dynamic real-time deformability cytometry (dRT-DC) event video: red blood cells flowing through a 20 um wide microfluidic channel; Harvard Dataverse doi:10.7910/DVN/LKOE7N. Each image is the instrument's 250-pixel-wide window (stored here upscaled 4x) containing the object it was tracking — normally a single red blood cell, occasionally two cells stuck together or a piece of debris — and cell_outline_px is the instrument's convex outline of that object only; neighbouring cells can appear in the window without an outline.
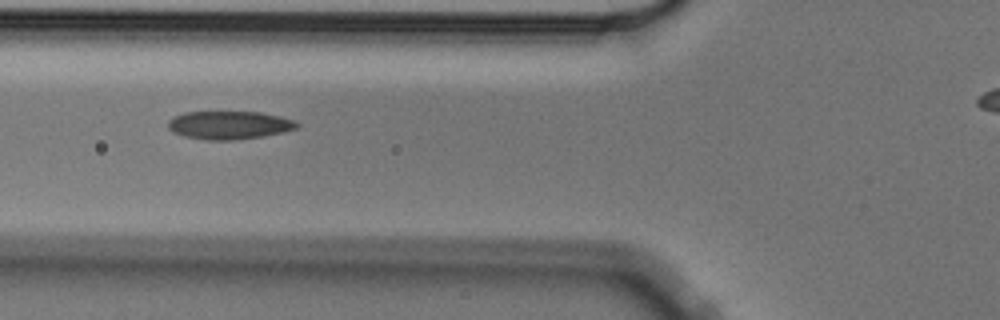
{"species": "Egyptian fruit bat (a non-hibernating species)", "species_latin": "Rousettus aegyptiacus", "temperature_condition": "cold", "stored_images_in_passage": 3, "segment_of_instrument_passage": [1, 2], "camera_frame_rate_fps": 3000, "um_per_image_px": 0.085, "animal": {"sex": "male"}, "frame": {"image": 1, "passage_image": 2, "time_ms": 0.333, "image_size_px": [1000, 320], "cell_outline_px": [[300, 124], [296, 128], [284, 132], [264, 136], [232, 140], [208, 140], [184, 136], [172, 132], [168, 128], [168, 120], [172, 116], [184, 112], [260, 112], [280, 116], [296, 120]], "centroid_in_image_um": [19.48, 10.63], "position_along_channel_um": 106.3, "area_um2": 21.33}}